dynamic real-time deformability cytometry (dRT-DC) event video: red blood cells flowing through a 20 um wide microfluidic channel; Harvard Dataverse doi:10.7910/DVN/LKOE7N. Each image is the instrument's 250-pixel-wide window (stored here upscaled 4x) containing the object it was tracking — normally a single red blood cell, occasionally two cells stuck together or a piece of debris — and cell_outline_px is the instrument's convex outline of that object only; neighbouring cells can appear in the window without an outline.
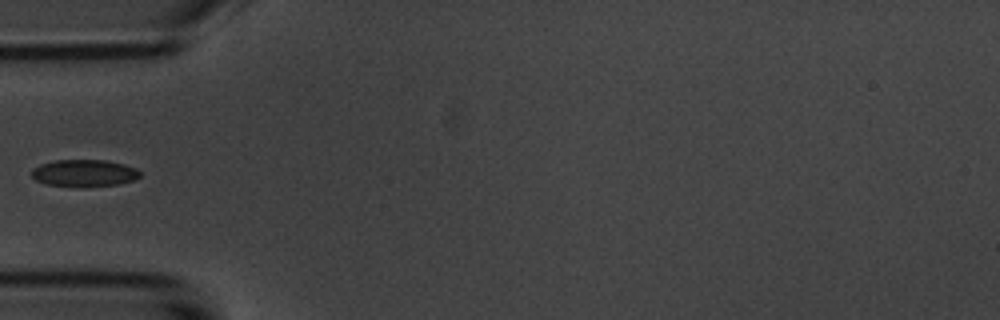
{"species": "common noctule bat (a hibernating species)", "species_latin": "Nyctalus noctula", "temperature_condition": "room temperature", "stored_images_in_passage": 5, "camera_frame_rate_fps": 3000, "um_per_image_px": 0.085, "animal": {"sex": "male", "body_mass_g": 20.1, "forearm_length_mm": 53.5}, "frame": {"image": 1, "passage_image": 5, "time_ms": 4.667, "image_size_px": [1000, 320], "cell_outline_px": [[140, 176], [132, 180], [116, 184], [80, 188], [48, 184], [36, 180], [32, 176], [32, 168], [40, 164], [52, 160], [104, 160], [124, 164], [136, 168], [140, 172]], "centroid_in_image_um": [7.13, 14.71], "position_along_channel_um": 77.9, "area_um2": 17.17}}